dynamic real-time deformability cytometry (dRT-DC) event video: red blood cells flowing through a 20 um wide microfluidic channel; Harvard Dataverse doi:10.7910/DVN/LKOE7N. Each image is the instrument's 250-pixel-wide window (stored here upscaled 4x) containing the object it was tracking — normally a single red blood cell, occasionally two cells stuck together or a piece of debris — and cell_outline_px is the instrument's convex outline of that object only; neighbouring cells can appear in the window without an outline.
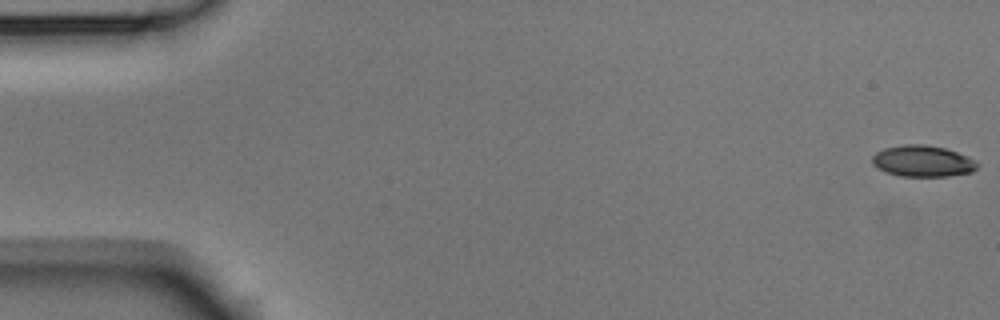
{"species": "Egyptian fruit bat (a non-hibernating species)", "species_latin": "Rousettus aegyptiacus", "temperature_condition": "room temperature", "stored_images_in_passage": 55, "camera_frame_rate_fps": 3000, "um_per_image_px": 0.085, "animal": {"sex": "male"}, "frame": {"image": 1, "passage_image": 1, "time_ms": 0.0, "image_size_px": [1000, 320], "cell_outline_px": [[980, 164], [972, 172], [948, 176], [900, 176], [884, 172], [876, 168], [872, 164], [872, 156], [876, 152], [884, 148], [904, 144], [924, 144], [944, 148], [968, 156], [976, 160]], "centroid_in_image_um": [78.41, 13.7], "position_along_channel_um": 6.6, "area_um2": 19.36}}
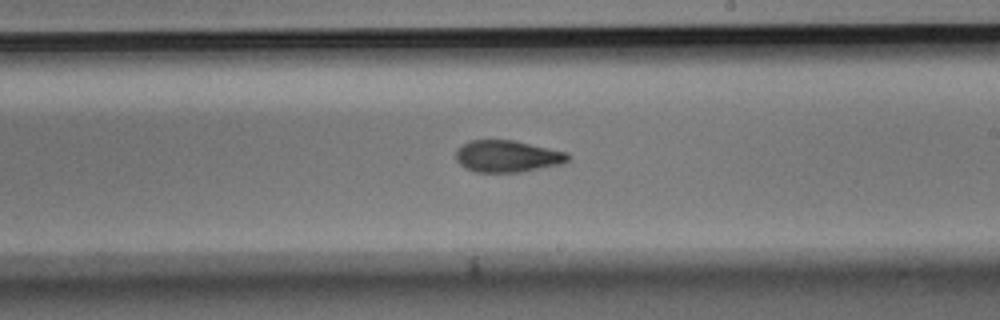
{"frame": {"image": 2, "passage_image": 32, "time_ms": 10.333, "image_size_px": [1000, 320], "cell_outline_px": [[568, 160], [564, 164], [520, 172], [476, 172], [464, 168], [456, 160], [456, 152], [464, 144], [472, 140], [512, 140], [568, 152]], "centroid_in_image_um": [43.14, 13.29], "position_along_channel_um": 245.9, "area_um2": 20.69}}
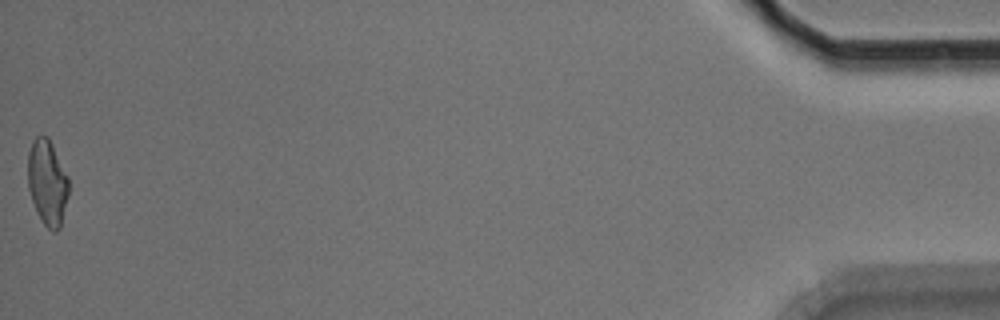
{"frame": {"image": 3, "passage_image": 55, "time_ms": 18.0, "image_size_px": [1000, 320], "cell_outline_px": [[68, 196], [60, 228], [56, 232], [52, 232], [44, 224], [36, 212], [28, 188], [28, 152], [32, 140], [36, 136], [48, 136], [68, 176]], "centroid_in_image_um": [4.02, 15.51], "position_along_channel_um": 431.2, "area_um2": 20.4}, "authors_computed_cell_mechanics": {"area_um2": 20.6924, "velocity_mm_per_s": 3.6925, "shape_relaxation_time_tau1_ms": 6.092, "shape_relaxation_time_tau2_ms": 2.628, "deformation_change_tau1": 0.1755, "deformation_change_tau2": 0.0914}}